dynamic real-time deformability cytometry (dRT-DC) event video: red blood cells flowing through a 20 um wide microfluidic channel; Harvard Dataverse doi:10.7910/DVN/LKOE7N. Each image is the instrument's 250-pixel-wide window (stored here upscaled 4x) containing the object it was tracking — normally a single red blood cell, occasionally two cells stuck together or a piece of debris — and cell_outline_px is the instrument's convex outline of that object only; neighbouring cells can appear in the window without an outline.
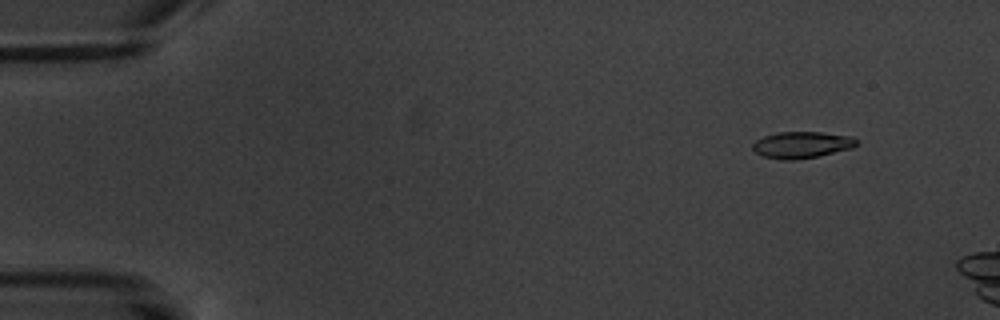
{"species": "common noctule bat (a hibernating species)", "species_latin": "Nyctalus noctula", "temperature_condition": "warm", "stored_images_in_passage": 5, "camera_frame_rate_fps": 3000, "um_per_image_px": 0.085, "animal": {"sex": "male", "body_mass_g": 20.1, "forearm_length_mm": 53.5}, "frame": {"image": 1, "passage_image": 2, "time_ms": 1.0, "image_size_px": [1000, 320], "cell_outline_px": [[860, 144], [852, 148], [820, 156], [796, 160], [784, 160], [764, 156], [756, 152], [752, 148], [752, 144], [756, 140], [764, 136], [780, 132], [820, 132], [852, 136], [860, 140]], "centroid_in_image_um": [68.22, 12.31], "position_along_channel_um": 16.8, "area_um2": 16.24}}